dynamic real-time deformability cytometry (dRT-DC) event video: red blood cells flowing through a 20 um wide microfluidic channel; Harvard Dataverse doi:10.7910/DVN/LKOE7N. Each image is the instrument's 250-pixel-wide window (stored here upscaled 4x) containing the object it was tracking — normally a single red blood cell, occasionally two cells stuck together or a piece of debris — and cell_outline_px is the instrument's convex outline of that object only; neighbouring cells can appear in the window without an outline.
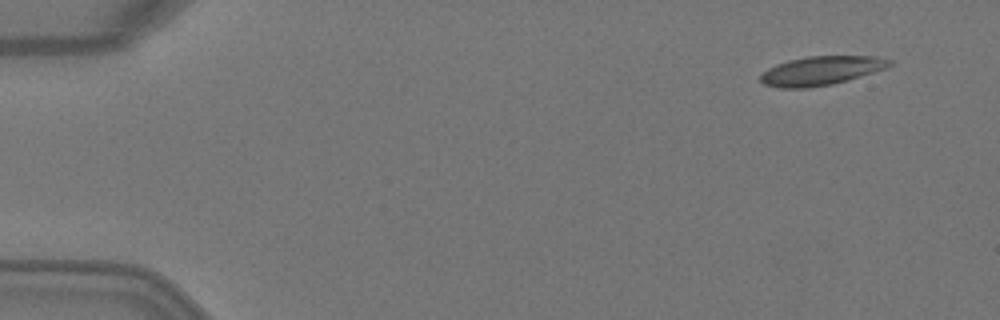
{"species": "Egyptian fruit bat (a non-hibernating species)", "species_latin": "Rousettus aegyptiacus", "temperature_condition": "warm", "stored_images_in_passage": 4, "camera_frame_rate_fps": 3000, "um_per_image_px": 0.085, "animal": {"sex": "female"}, "frame": {"image": 1, "passage_image": 1, "time_ms": 0.0, "image_size_px": [1000, 320], "cell_outline_px": [[892, 64], [884, 68], [848, 80], [832, 84], [808, 88], [780, 88], [764, 84], [760, 80], [760, 76], [768, 68], [776, 64], [788, 60], [808, 56], [876, 56], [892, 60]], "centroid_in_image_um": [69.77, 6.0], "position_along_channel_um": 15.2, "area_um2": 21.62}}
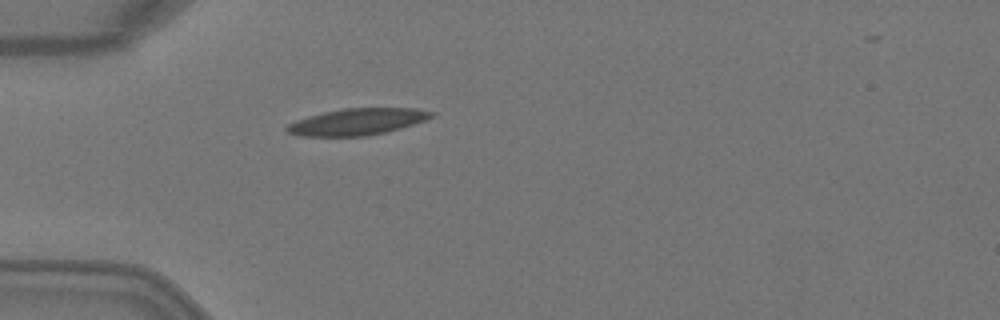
{"frame": {"image": 2, "passage_image": 4, "time_ms": 1.0, "image_size_px": [1000, 320], "cell_outline_px": [[436, 112], [432, 116], [424, 120], [400, 128], [384, 132], [364, 136], [300, 136], [288, 132], [284, 128], [288, 124], [296, 120], [308, 116], [324, 112], [344, 108], [416, 108]], "centroid_in_image_um": [30.34, 10.34], "position_along_channel_um": 54.7, "area_um2": 22.2}}